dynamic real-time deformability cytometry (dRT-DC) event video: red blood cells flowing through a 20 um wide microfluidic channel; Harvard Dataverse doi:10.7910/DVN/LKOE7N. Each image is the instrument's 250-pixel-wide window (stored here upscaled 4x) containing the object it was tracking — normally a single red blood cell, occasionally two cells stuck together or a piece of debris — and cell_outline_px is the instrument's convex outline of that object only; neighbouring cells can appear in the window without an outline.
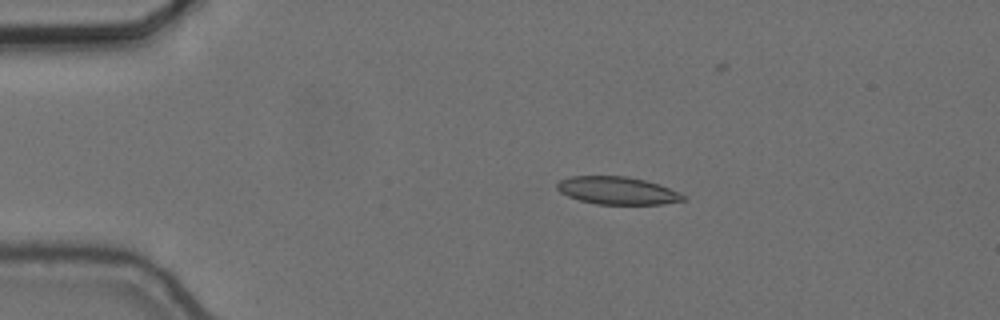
{"species": "common noctule bat (a hibernating species)", "species_latin": "Nyctalus noctula", "temperature_condition": "cold", "stored_images_in_passage": 47, "camera_frame_rate_fps": 3000, "um_per_image_px": 0.085, "animal": {"sex": "female", "body_mass_g": 24.6, "forearm_length_mm": 56.2}, "frame": {"image": 1, "passage_image": 1, "time_ms": 0.0, "image_size_px": [1000, 320], "cell_outline_px": [[688, 196], [684, 200], [664, 204], [596, 204], [580, 200], [568, 196], [560, 192], [556, 188], [556, 184], [560, 180], [568, 176], [628, 176], [660, 184]], "centroid_in_image_um": [52.48, 16.19], "position_along_channel_um": 32.5, "area_um2": 20.46}}
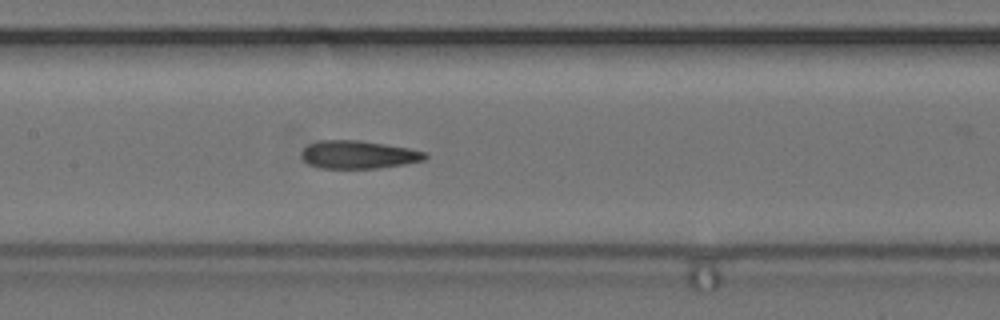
{"frame": {"image": 2, "passage_image": 17, "time_ms": 5.333, "image_size_px": [1000, 320], "cell_outline_px": [[428, 156], [424, 160], [404, 164], [376, 168], [320, 168], [308, 164], [300, 156], [300, 152], [308, 144], [316, 140], [360, 140], [408, 148], [424, 152]], "centroid_in_image_um": [30.4, 13.14], "position_along_channel_um": 177.0, "area_um2": 20.17}}
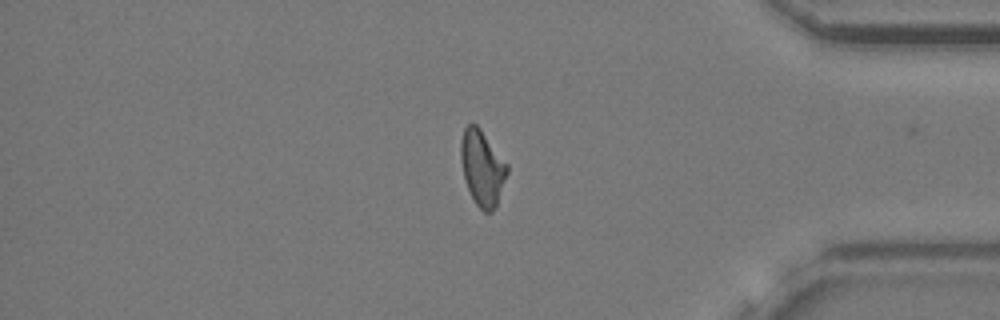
{"frame": {"image": 3, "passage_image": 37, "time_ms": 12.0, "image_size_px": [1000, 320], "cell_outline_px": [[508, 172], [496, 208], [492, 212], [484, 212], [476, 204], [464, 180], [460, 160], [460, 140], [464, 128], [468, 124], [476, 124], [480, 128], [508, 164]], "centroid_in_image_um": [40.99, 14.27], "position_along_channel_um": 394.2, "area_um2": 20.52}, "authors_computed_cell_mechanics": {"area_um2": 20.1722, "velocity_mm_per_s": 3.6652, "shape_relaxation_time_tau1_ms": null, "shape_relaxation_time_tau2_ms": 2.7689, "deformation_change_tau1": null, "deformation_change_tau2": 0.1194}}